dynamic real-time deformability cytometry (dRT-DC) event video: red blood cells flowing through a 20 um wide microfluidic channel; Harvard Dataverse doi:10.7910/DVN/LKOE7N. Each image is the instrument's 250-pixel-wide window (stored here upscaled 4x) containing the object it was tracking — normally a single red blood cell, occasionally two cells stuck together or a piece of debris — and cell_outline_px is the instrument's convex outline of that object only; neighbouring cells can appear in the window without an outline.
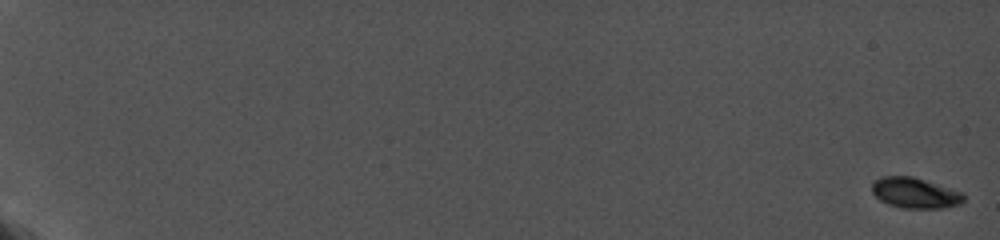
{"species": "common noctule bat (a hibernating species)", "species_latin": "Nyctalus noctula", "temperature_condition": "cold", "stored_images_in_passage": 22, "camera_frame_rate_fps": 5000, "um_per_image_px": 0.085, "animal": {"sex": "female", "body_mass_g": 19.0, "forearm_length_mm": 56.7}, "frame": {"image": 1, "passage_image": 1, "time_ms": 0.0, "image_size_px": [1000, 240], "cell_outline_px": [[964, 200], [960, 204], [940, 208], [900, 208], [888, 204], [880, 200], [872, 192], [872, 184], [876, 180], [884, 176], [912, 176], [964, 192]], "centroid_in_image_um": [77.79, 16.4], "position_along_channel_um": 7.2, "area_um2": 16.3}}
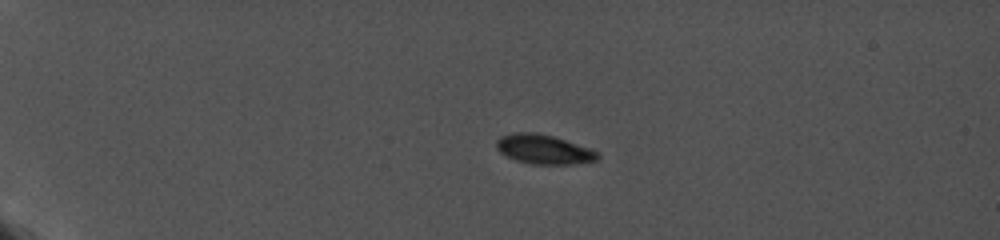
{"frame": {"image": 2, "passage_image": 15, "time_ms": 5.4, "image_size_px": [1000, 240], "cell_outline_px": [[600, 156], [596, 160], [572, 164], [532, 164], [516, 160], [500, 152], [496, 148], [496, 140], [500, 136], [516, 132], [536, 132], [552, 136], [592, 148], [600, 152]], "centroid_in_image_um": [46.24, 12.68], "position_along_channel_um": 38.8, "area_um2": 17.4}}